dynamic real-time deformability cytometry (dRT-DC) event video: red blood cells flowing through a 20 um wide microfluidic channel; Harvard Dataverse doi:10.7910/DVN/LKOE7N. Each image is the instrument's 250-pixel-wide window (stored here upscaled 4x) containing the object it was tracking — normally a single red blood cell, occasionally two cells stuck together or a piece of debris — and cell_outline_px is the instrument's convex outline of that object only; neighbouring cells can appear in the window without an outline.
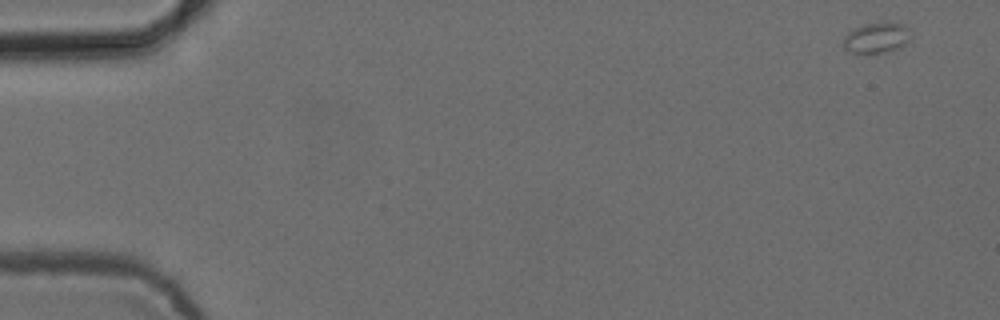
{"species": "common noctule bat (a hibernating species)", "species_latin": "Nyctalus noctula", "temperature_condition": "cold", "stored_images_in_passage": 13, "camera_frame_rate_fps": 3000, "um_per_image_px": 0.085, "animal": {"sex": "female", "body_mass_g": 24.6, "forearm_length_mm": 56.2}, "frame": {"image": 1, "passage_image": 1, "time_ms": 0.0, "image_size_px": [1000, 320], "cell_outline_px": [[912, 40], [900, 48], [884, 52], [852, 52], [844, 48], [844, 36], [852, 28], [864, 24], [884, 20], [904, 24], [908, 28]], "centroid_in_image_um": [74.56, 3.16], "position_along_channel_um": 10.4, "area_um2": 12.31}}